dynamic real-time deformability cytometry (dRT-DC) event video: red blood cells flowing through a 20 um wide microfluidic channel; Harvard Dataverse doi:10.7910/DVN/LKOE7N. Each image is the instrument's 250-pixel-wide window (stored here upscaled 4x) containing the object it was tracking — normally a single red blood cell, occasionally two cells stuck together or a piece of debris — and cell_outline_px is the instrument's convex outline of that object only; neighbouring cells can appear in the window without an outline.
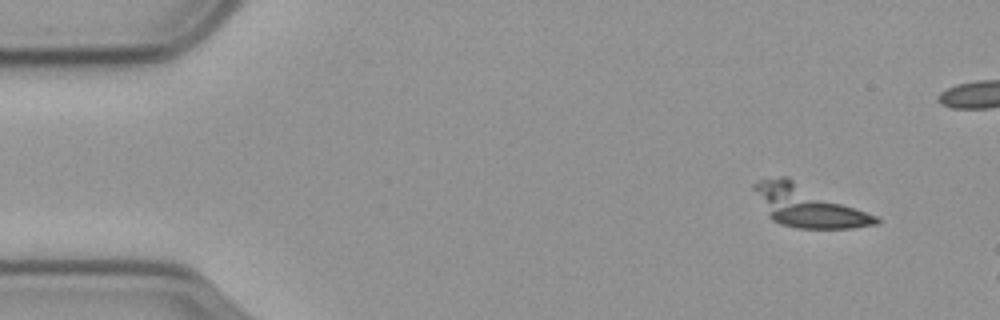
{"species": "common noctule bat (a hibernating species)", "species_latin": "Nyctalus noctula", "temperature_condition": "cold", "stored_images_in_passage": 14, "camera_frame_rate_fps": 3000, "um_per_image_px": 0.085, "animal": {"sex": "male", "body_mass_g": 23.1, "forearm_length_mm": 52.7}, "frame": {"image": 1, "passage_image": 5, "time_ms": 1.333, "image_size_px": [1000, 320], "cell_outline_px": [[880, 224], [852, 228], [796, 228], [780, 224], [772, 220], [768, 216], [752, 188], [752, 184], [760, 180], [780, 176], [788, 176], [880, 216]], "centroid_in_image_um": [68.73, 17.51], "position_along_channel_um": 16.3, "area_um2": 29.88}}